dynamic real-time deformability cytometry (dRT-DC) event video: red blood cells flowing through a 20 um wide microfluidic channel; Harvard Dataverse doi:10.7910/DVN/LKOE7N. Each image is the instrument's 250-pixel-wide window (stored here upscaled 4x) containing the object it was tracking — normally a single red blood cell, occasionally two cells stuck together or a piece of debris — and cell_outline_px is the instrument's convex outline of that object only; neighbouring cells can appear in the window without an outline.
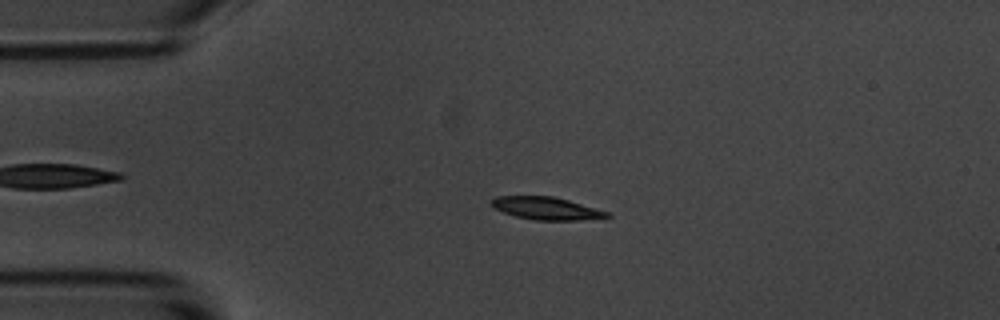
{"species": "common noctule bat (a hibernating species)", "species_latin": "Nyctalus noctula", "temperature_condition": "room temperature", "stored_images_in_passage": 57, "camera_frame_rate_fps": 3000, "um_per_image_px": 0.085, "animal": {"sex": "male", "body_mass_g": 20.1, "forearm_length_mm": 53.5}, "frame": {"image": 1, "passage_image": 12, "time_ms": 3.667, "image_size_px": [1000, 320], "cell_outline_px": [[612, 216], [580, 220], [532, 220], [516, 216], [492, 208], [488, 204], [496, 196], [552, 196], [568, 200], [608, 212]], "centroid_in_image_um": [46.37, 17.71], "position_along_channel_um": 38.6, "area_um2": 15.14}}
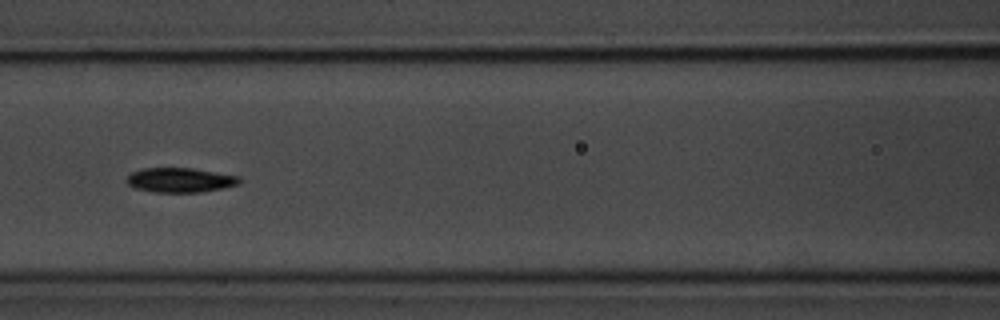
{"frame": {"image": 2, "passage_image": 24, "time_ms": 7.667, "image_size_px": [1000, 320], "cell_outline_px": [[240, 184], [224, 188], [200, 192], [152, 192], [136, 188], [128, 184], [124, 180], [132, 172], [144, 168], [192, 168], [240, 176]], "centroid_in_image_um": [15.32, 15.3], "position_along_channel_um": 151.3, "area_um2": 16.18}}
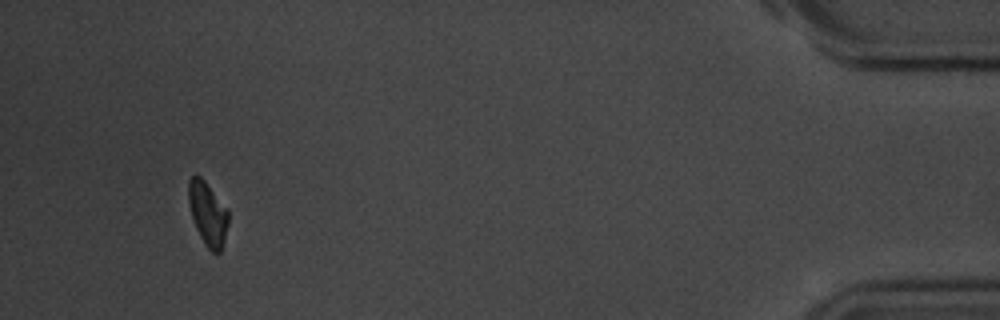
{"frame": {"image": 3, "passage_image": 53, "time_ms": 17.333, "image_size_px": [1000, 320], "cell_outline_px": [[228, 224], [224, 240], [220, 252], [216, 256], [204, 244], [196, 228], [188, 204], [188, 180], [192, 176], [200, 176], [204, 180], [228, 208]], "centroid_in_image_um": [17.66, 18.17], "position_along_channel_um": 417.5, "area_um2": 14.85}}